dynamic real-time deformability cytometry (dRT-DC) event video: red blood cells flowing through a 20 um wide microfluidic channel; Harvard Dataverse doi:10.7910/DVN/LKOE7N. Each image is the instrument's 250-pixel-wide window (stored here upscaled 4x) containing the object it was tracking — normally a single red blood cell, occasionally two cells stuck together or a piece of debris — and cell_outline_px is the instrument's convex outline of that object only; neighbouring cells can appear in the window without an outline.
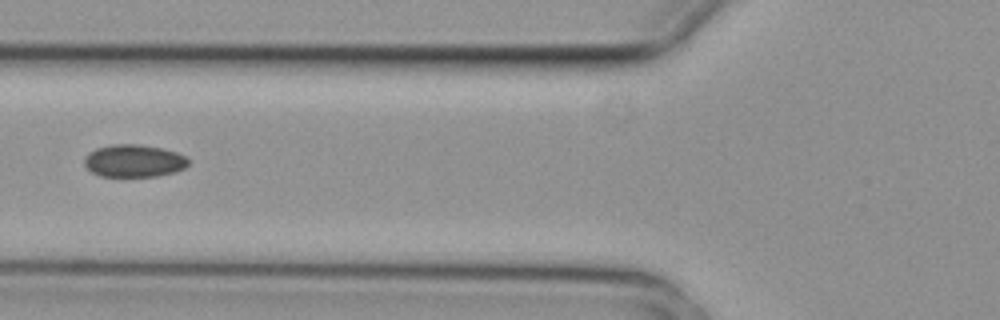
{"species": "common noctule bat (a hibernating species)", "species_latin": "Nyctalus noctula", "temperature_condition": "cold", "stored_images_in_passage": 5, "camera_frame_rate_fps": 3000, "um_per_image_px": 0.085, "animal": {"sex": "female", "body_mass_g": 29.2, "forearm_length_mm": 56.3}, "frame": {"image": 1, "passage_image": 4, "time_ms": 1.0, "image_size_px": [1000, 320], "cell_outline_px": [[188, 164], [184, 168], [176, 172], [156, 176], [100, 176], [92, 172], [84, 164], [84, 160], [96, 148], [112, 144], [136, 144], [160, 148], [176, 152], [184, 156], [188, 160]], "centroid_in_image_um": [11.4, 13.68], "position_along_channel_um": 114.4, "area_um2": 19.42}}